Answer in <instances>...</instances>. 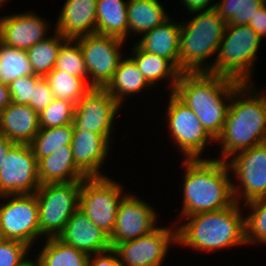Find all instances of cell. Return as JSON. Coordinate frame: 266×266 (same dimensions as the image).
<instances>
[{
    "mask_svg": "<svg viewBox=\"0 0 266 266\" xmlns=\"http://www.w3.org/2000/svg\"><path fill=\"white\" fill-rule=\"evenodd\" d=\"M255 83H242L233 93L224 127L215 140L227 161L235 153L266 143V94ZM259 92V94H258Z\"/></svg>",
    "mask_w": 266,
    "mask_h": 266,
    "instance_id": "6da1fadb",
    "label": "cell"
},
{
    "mask_svg": "<svg viewBox=\"0 0 266 266\" xmlns=\"http://www.w3.org/2000/svg\"><path fill=\"white\" fill-rule=\"evenodd\" d=\"M241 84L210 72H182L173 93L195 113L216 140L223 130L232 95Z\"/></svg>",
    "mask_w": 266,
    "mask_h": 266,
    "instance_id": "7a4b0ae2",
    "label": "cell"
},
{
    "mask_svg": "<svg viewBox=\"0 0 266 266\" xmlns=\"http://www.w3.org/2000/svg\"><path fill=\"white\" fill-rule=\"evenodd\" d=\"M181 166H185V172L179 219L202 212L219 211L235 202L227 161L214 158L183 159Z\"/></svg>",
    "mask_w": 266,
    "mask_h": 266,
    "instance_id": "3957f363",
    "label": "cell"
},
{
    "mask_svg": "<svg viewBox=\"0 0 266 266\" xmlns=\"http://www.w3.org/2000/svg\"><path fill=\"white\" fill-rule=\"evenodd\" d=\"M242 205L231 206L214 212H202L185 217L177 226V245L212 252L230 247L247 245L245 217Z\"/></svg>",
    "mask_w": 266,
    "mask_h": 266,
    "instance_id": "277c9868",
    "label": "cell"
},
{
    "mask_svg": "<svg viewBox=\"0 0 266 266\" xmlns=\"http://www.w3.org/2000/svg\"><path fill=\"white\" fill-rule=\"evenodd\" d=\"M191 14L193 18L180 22L179 71L209 72L205 60L218 54L227 23L215 9Z\"/></svg>",
    "mask_w": 266,
    "mask_h": 266,
    "instance_id": "5b68a950",
    "label": "cell"
},
{
    "mask_svg": "<svg viewBox=\"0 0 266 266\" xmlns=\"http://www.w3.org/2000/svg\"><path fill=\"white\" fill-rule=\"evenodd\" d=\"M260 36L248 25L226 24L218 54L209 61V72L227 76L242 83H253V67Z\"/></svg>",
    "mask_w": 266,
    "mask_h": 266,
    "instance_id": "8992f818",
    "label": "cell"
},
{
    "mask_svg": "<svg viewBox=\"0 0 266 266\" xmlns=\"http://www.w3.org/2000/svg\"><path fill=\"white\" fill-rule=\"evenodd\" d=\"M82 181L48 183L35 192L39 208V230L42 238H57L79 206Z\"/></svg>",
    "mask_w": 266,
    "mask_h": 266,
    "instance_id": "52a82bcc",
    "label": "cell"
},
{
    "mask_svg": "<svg viewBox=\"0 0 266 266\" xmlns=\"http://www.w3.org/2000/svg\"><path fill=\"white\" fill-rule=\"evenodd\" d=\"M122 184L107 175L87 177L82 181L79 206L88 219L108 236L115 226L118 205L126 194Z\"/></svg>",
    "mask_w": 266,
    "mask_h": 266,
    "instance_id": "ba28073f",
    "label": "cell"
},
{
    "mask_svg": "<svg viewBox=\"0 0 266 266\" xmlns=\"http://www.w3.org/2000/svg\"><path fill=\"white\" fill-rule=\"evenodd\" d=\"M166 121L170 137L184 159H201L207 144L215 139L205 130L195 113L173 92L169 93Z\"/></svg>",
    "mask_w": 266,
    "mask_h": 266,
    "instance_id": "9c48e42d",
    "label": "cell"
},
{
    "mask_svg": "<svg viewBox=\"0 0 266 266\" xmlns=\"http://www.w3.org/2000/svg\"><path fill=\"white\" fill-rule=\"evenodd\" d=\"M230 158L227 160L230 170L240 182L237 186L232 182L234 201L245 204L266 196V143L237 152Z\"/></svg>",
    "mask_w": 266,
    "mask_h": 266,
    "instance_id": "30bf717a",
    "label": "cell"
},
{
    "mask_svg": "<svg viewBox=\"0 0 266 266\" xmlns=\"http://www.w3.org/2000/svg\"><path fill=\"white\" fill-rule=\"evenodd\" d=\"M82 50L88 70V84L105 88L112 80L122 58L121 48L125 40L101 34L76 38Z\"/></svg>",
    "mask_w": 266,
    "mask_h": 266,
    "instance_id": "8fae6325",
    "label": "cell"
},
{
    "mask_svg": "<svg viewBox=\"0 0 266 266\" xmlns=\"http://www.w3.org/2000/svg\"><path fill=\"white\" fill-rule=\"evenodd\" d=\"M119 109L121 106L105 88L91 87L75 104L71 123L73 133L89 131L101 134L111 143L113 123L120 114Z\"/></svg>",
    "mask_w": 266,
    "mask_h": 266,
    "instance_id": "7c38bea8",
    "label": "cell"
},
{
    "mask_svg": "<svg viewBox=\"0 0 266 266\" xmlns=\"http://www.w3.org/2000/svg\"><path fill=\"white\" fill-rule=\"evenodd\" d=\"M0 198L7 200L0 204V230L5 238L21 241L32 248L40 237L36 195H3Z\"/></svg>",
    "mask_w": 266,
    "mask_h": 266,
    "instance_id": "4fadbf2b",
    "label": "cell"
},
{
    "mask_svg": "<svg viewBox=\"0 0 266 266\" xmlns=\"http://www.w3.org/2000/svg\"><path fill=\"white\" fill-rule=\"evenodd\" d=\"M176 224L157 226L150 234L117 244L113 249L121 266H162L170 245H177Z\"/></svg>",
    "mask_w": 266,
    "mask_h": 266,
    "instance_id": "5bb4252c",
    "label": "cell"
},
{
    "mask_svg": "<svg viewBox=\"0 0 266 266\" xmlns=\"http://www.w3.org/2000/svg\"><path fill=\"white\" fill-rule=\"evenodd\" d=\"M39 187L38 162L30 145L15 143L0 169V196L35 194Z\"/></svg>",
    "mask_w": 266,
    "mask_h": 266,
    "instance_id": "9a60e30c",
    "label": "cell"
},
{
    "mask_svg": "<svg viewBox=\"0 0 266 266\" xmlns=\"http://www.w3.org/2000/svg\"><path fill=\"white\" fill-rule=\"evenodd\" d=\"M157 215L150 203L140 199V196L126 193L118 205L115 226L109 236L111 248L150 234L158 226Z\"/></svg>",
    "mask_w": 266,
    "mask_h": 266,
    "instance_id": "2e32d148",
    "label": "cell"
},
{
    "mask_svg": "<svg viewBox=\"0 0 266 266\" xmlns=\"http://www.w3.org/2000/svg\"><path fill=\"white\" fill-rule=\"evenodd\" d=\"M49 27L48 21L30 11L0 16V42L27 51L48 37Z\"/></svg>",
    "mask_w": 266,
    "mask_h": 266,
    "instance_id": "e0dca14e",
    "label": "cell"
},
{
    "mask_svg": "<svg viewBox=\"0 0 266 266\" xmlns=\"http://www.w3.org/2000/svg\"><path fill=\"white\" fill-rule=\"evenodd\" d=\"M57 238L88 255L111 248L109 236L92 223L79 208L69 218L62 233Z\"/></svg>",
    "mask_w": 266,
    "mask_h": 266,
    "instance_id": "ac0fdd59",
    "label": "cell"
},
{
    "mask_svg": "<svg viewBox=\"0 0 266 266\" xmlns=\"http://www.w3.org/2000/svg\"><path fill=\"white\" fill-rule=\"evenodd\" d=\"M96 7L97 0H66L57 17L54 30L67 39L95 34Z\"/></svg>",
    "mask_w": 266,
    "mask_h": 266,
    "instance_id": "d6986e66",
    "label": "cell"
},
{
    "mask_svg": "<svg viewBox=\"0 0 266 266\" xmlns=\"http://www.w3.org/2000/svg\"><path fill=\"white\" fill-rule=\"evenodd\" d=\"M111 143L101 134L83 131L73 133L71 148L76 166L87 177H103L102 166Z\"/></svg>",
    "mask_w": 266,
    "mask_h": 266,
    "instance_id": "ffe728a7",
    "label": "cell"
},
{
    "mask_svg": "<svg viewBox=\"0 0 266 266\" xmlns=\"http://www.w3.org/2000/svg\"><path fill=\"white\" fill-rule=\"evenodd\" d=\"M39 130V114L29 105L11 102L0 112V134L13 143L29 145Z\"/></svg>",
    "mask_w": 266,
    "mask_h": 266,
    "instance_id": "44dd1931",
    "label": "cell"
},
{
    "mask_svg": "<svg viewBox=\"0 0 266 266\" xmlns=\"http://www.w3.org/2000/svg\"><path fill=\"white\" fill-rule=\"evenodd\" d=\"M180 32L181 24L169 18L163 24L144 33L136 44L143 51L168 59L179 70Z\"/></svg>",
    "mask_w": 266,
    "mask_h": 266,
    "instance_id": "7402d4cb",
    "label": "cell"
},
{
    "mask_svg": "<svg viewBox=\"0 0 266 266\" xmlns=\"http://www.w3.org/2000/svg\"><path fill=\"white\" fill-rule=\"evenodd\" d=\"M40 185L83 181L87 176L76 166L72 149H58L38 162Z\"/></svg>",
    "mask_w": 266,
    "mask_h": 266,
    "instance_id": "603a6c76",
    "label": "cell"
},
{
    "mask_svg": "<svg viewBox=\"0 0 266 266\" xmlns=\"http://www.w3.org/2000/svg\"><path fill=\"white\" fill-rule=\"evenodd\" d=\"M153 87L143 76L135 62L128 56L119 62L112 80L105 89L122 107L126 96L138 94ZM147 88V89H146Z\"/></svg>",
    "mask_w": 266,
    "mask_h": 266,
    "instance_id": "cb8c5ba5",
    "label": "cell"
},
{
    "mask_svg": "<svg viewBox=\"0 0 266 266\" xmlns=\"http://www.w3.org/2000/svg\"><path fill=\"white\" fill-rule=\"evenodd\" d=\"M130 58L135 62L147 81L155 87L162 80H169L170 93L174 92L181 72L166 58L143 51L133 44Z\"/></svg>",
    "mask_w": 266,
    "mask_h": 266,
    "instance_id": "d4e9b609",
    "label": "cell"
},
{
    "mask_svg": "<svg viewBox=\"0 0 266 266\" xmlns=\"http://www.w3.org/2000/svg\"><path fill=\"white\" fill-rule=\"evenodd\" d=\"M159 0H128V37L142 35L170 18Z\"/></svg>",
    "mask_w": 266,
    "mask_h": 266,
    "instance_id": "484cf974",
    "label": "cell"
},
{
    "mask_svg": "<svg viewBox=\"0 0 266 266\" xmlns=\"http://www.w3.org/2000/svg\"><path fill=\"white\" fill-rule=\"evenodd\" d=\"M128 0H97L96 33L128 39Z\"/></svg>",
    "mask_w": 266,
    "mask_h": 266,
    "instance_id": "4316f807",
    "label": "cell"
},
{
    "mask_svg": "<svg viewBox=\"0 0 266 266\" xmlns=\"http://www.w3.org/2000/svg\"><path fill=\"white\" fill-rule=\"evenodd\" d=\"M36 256L40 266H87L89 258L88 254L58 238H47Z\"/></svg>",
    "mask_w": 266,
    "mask_h": 266,
    "instance_id": "83f0119b",
    "label": "cell"
},
{
    "mask_svg": "<svg viewBox=\"0 0 266 266\" xmlns=\"http://www.w3.org/2000/svg\"><path fill=\"white\" fill-rule=\"evenodd\" d=\"M53 33L26 51L34 75L45 77L55 68L59 49L67 38L57 31Z\"/></svg>",
    "mask_w": 266,
    "mask_h": 266,
    "instance_id": "f1b7e54d",
    "label": "cell"
},
{
    "mask_svg": "<svg viewBox=\"0 0 266 266\" xmlns=\"http://www.w3.org/2000/svg\"><path fill=\"white\" fill-rule=\"evenodd\" d=\"M72 136V124L54 128H40L29 145L37 162H39L42 158L51 155L58 149H72Z\"/></svg>",
    "mask_w": 266,
    "mask_h": 266,
    "instance_id": "f546056e",
    "label": "cell"
},
{
    "mask_svg": "<svg viewBox=\"0 0 266 266\" xmlns=\"http://www.w3.org/2000/svg\"><path fill=\"white\" fill-rule=\"evenodd\" d=\"M55 99H62L76 104L91 86L82 78L62 70H52L44 77Z\"/></svg>",
    "mask_w": 266,
    "mask_h": 266,
    "instance_id": "4dcf8cb0",
    "label": "cell"
},
{
    "mask_svg": "<svg viewBox=\"0 0 266 266\" xmlns=\"http://www.w3.org/2000/svg\"><path fill=\"white\" fill-rule=\"evenodd\" d=\"M32 74L27 52L0 42V82L9 85L18 77Z\"/></svg>",
    "mask_w": 266,
    "mask_h": 266,
    "instance_id": "1f68e13d",
    "label": "cell"
},
{
    "mask_svg": "<svg viewBox=\"0 0 266 266\" xmlns=\"http://www.w3.org/2000/svg\"><path fill=\"white\" fill-rule=\"evenodd\" d=\"M265 0H218L215 10L230 25H247Z\"/></svg>",
    "mask_w": 266,
    "mask_h": 266,
    "instance_id": "d6a6232c",
    "label": "cell"
},
{
    "mask_svg": "<svg viewBox=\"0 0 266 266\" xmlns=\"http://www.w3.org/2000/svg\"><path fill=\"white\" fill-rule=\"evenodd\" d=\"M243 206L249 209V214L245 216L246 244L266 245V196L245 203Z\"/></svg>",
    "mask_w": 266,
    "mask_h": 266,
    "instance_id": "836d02e7",
    "label": "cell"
},
{
    "mask_svg": "<svg viewBox=\"0 0 266 266\" xmlns=\"http://www.w3.org/2000/svg\"><path fill=\"white\" fill-rule=\"evenodd\" d=\"M53 70H62L84 79L88 83V70L76 39H67L60 47Z\"/></svg>",
    "mask_w": 266,
    "mask_h": 266,
    "instance_id": "e575fe53",
    "label": "cell"
},
{
    "mask_svg": "<svg viewBox=\"0 0 266 266\" xmlns=\"http://www.w3.org/2000/svg\"><path fill=\"white\" fill-rule=\"evenodd\" d=\"M75 113L73 102L54 99L41 113H39L40 128H54L71 124Z\"/></svg>",
    "mask_w": 266,
    "mask_h": 266,
    "instance_id": "d590c367",
    "label": "cell"
},
{
    "mask_svg": "<svg viewBox=\"0 0 266 266\" xmlns=\"http://www.w3.org/2000/svg\"><path fill=\"white\" fill-rule=\"evenodd\" d=\"M30 249L26 243L7 239L0 244V266H21L29 259Z\"/></svg>",
    "mask_w": 266,
    "mask_h": 266,
    "instance_id": "8d00e7d4",
    "label": "cell"
},
{
    "mask_svg": "<svg viewBox=\"0 0 266 266\" xmlns=\"http://www.w3.org/2000/svg\"><path fill=\"white\" fill-rule=\"evenodd\" d=\"M41 78L38 75L22 76L13 80L9 85L11 102L29 105L32 101L33 89Z\"/></svg>",
    "mask_w": 266,
    "mask_h": 266,
    "instance_id": "74e56055",
    "label": "cell"
},
{
    "mask_svg": "<svg viewBox=\"0 0 266 266\" xmlns=\"http://www.w3.org/2000/svg\"><path fill=\"white\" fill-rule=\"evenodd\" d=\"M52 90L44 77L37 81L36 87L33 89L32 101L29 106L38 114L41 113L53 100Z\"/></svg>",
    "mask_w": 266,
    "mask_h": 266,
    "instance_id": "f35d334b",
    "label": "cell"
},
{
    "mask_svg": "<svg viewBox=\"0 0 266 266\" xmlns=\"http://www.w3.org/2000/svg\"><path fill=\"white\" fill-rule=\"evenodd\" d=\"M87 266H121L113 248L89 255Z\"/></svg>",
    "mask_w": 266,
    "mask_h": 266,
    "instance_id": "ab89813d",
    "label": "cell"
},
{
    "mask_svg": "<svg viewBox=\"0 0 266 266\" xmlns=\"http://www.w3.org/2000/svg\"><path fill=\"white\" fill-rule=\"evenodd\" d=\"M247 25L251 27L261 39H264L266 36V2L260 7Z\"/></svg>",
    "mask_w": 266,
    "mask_h": 266,
    "instance_id": "60d3db41",
    "label": "cell"
},
{
    "mask_svg": "<svg viewBox=\"0 0 266 266\" xmlns=\"http://www.w3.org/2000/svg\"><path fill=\"white\" fill-rule=\"evenodd\" d=\"M185 7V10L188 11V15L195 12L213 10L216 7V3L211 4V0H180ZM190 13V14H189Z\"/></svg>",
    "mask_w": 266,
    "mask_h": 266,
    "instance_id": "b9f144b4",
    "label": "cell"
},
{
    "mask_svg": "<svg viewBox=\"0 0 266 266\" xmlns=\"http://www.w3.org/2000/svg\"><path fill=\"white\" fill-rule=\"evenodd\" d=\"M11 103L9 87L0 82V112Z\"/></svg>",
    "mask_w": 266,
    "mask_h": 266,
    "instance_id": "7bdbcfd3",
    "label": "cell"
},
{
    "mask_svg": "<svg viewBox=\"0 0 266 266\" xmlns=\"http://www.w3.org/2000/svg\"><path fill=\"white\" fill-rule=\"evenodd\" d=\"M14 144L15 143H13L11 140L0 134V169L2 167L4 157Z\"/></svg>",
    "mask_w": 266,
    "mask_h": 266,
    "instance_id": "ee69618b",
    "label": "cell"
},
{
    "mask_svg": "<svg viewBox=\"0 0 266 266\" xmlns=\"http://www.w3.org/2000/svg\"><path fill=\"white\" fill-rule=\"evenodd\" d=\"M30 257L26 262H24L21 266H40L38 260Z\"/></svg>",
    "mask_w": 266,
    "mask_h": 266,
    "instance_id": "f6af8a7d",
    "label": "cell"
},
{
    "mask_svg": "<svg viewBox=\"0 0 266 266\" xmlns=\"http://www.w3.org/2000/svg\"><path fill=\"white\" fill-rule=\"evenodd\" d=\"M7 239L5 238L3 232L0 230V244H2L4 241H6Z\"/></svg>",
    "mask_w": 266,
    "mask_h": 266,
    "instance_id": "bcb514c9",
    "label": "cell"
},
{
    "mask_svg": "<svg viewBox=\"0 0 266 266\" xmlns=\"http://www.w3.org/2000/svg\"><path fill=\"white\" fill-rule=\"evenodd\" d=\"M7 0H0V6H3V4L6 2Z\"/></svg>",
    "mask_w": 266,
    "mask_h": 266,
    "instance_id": "7dc6e473",
    "label": "cell"
}]
</instances>
